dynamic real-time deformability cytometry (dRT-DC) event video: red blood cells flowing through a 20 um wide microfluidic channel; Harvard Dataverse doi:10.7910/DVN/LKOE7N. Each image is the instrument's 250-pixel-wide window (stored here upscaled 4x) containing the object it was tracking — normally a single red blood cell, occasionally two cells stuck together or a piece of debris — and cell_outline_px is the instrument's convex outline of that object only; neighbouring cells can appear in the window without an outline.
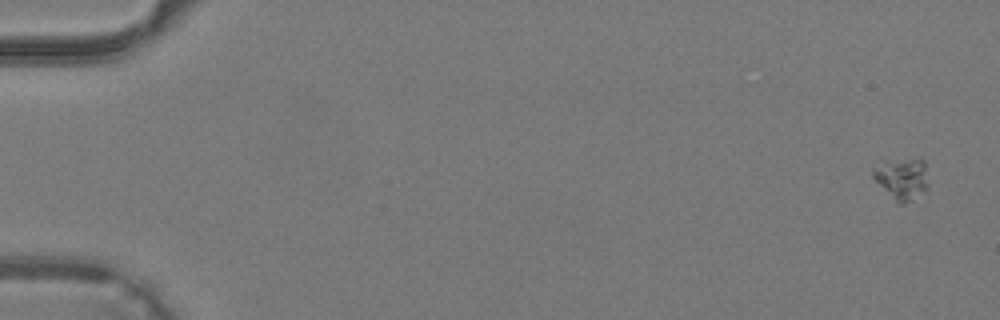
{"species": "common noctule bat (a hibernating species)", "species_latin": "Nyctalus noctula", "temperature_condition": "warm", "stored_images_in_passage": 42, "camera_frame_rate_fps": 3000, "um_per_image_px": 0.085, "animal": {"sex": "male", "body_mass_g": 19.2, "forearm_length_mm": 51.8}, "frame": {"image": 1, "passage_image": 1, "time_ms": 0.0, "image_size_px": [1000, 320], "cell_outline_px": [[928, 184], [912, 200], [904, 204], [896, 204], [872, 176], [872, 172], [884, 160], [912, 156], [920, 156], [924, 160]], "centroid_in_image_um": [76.66, 15.12], "position_along_channel_um": 8.3, "area_um2": 13.7}}
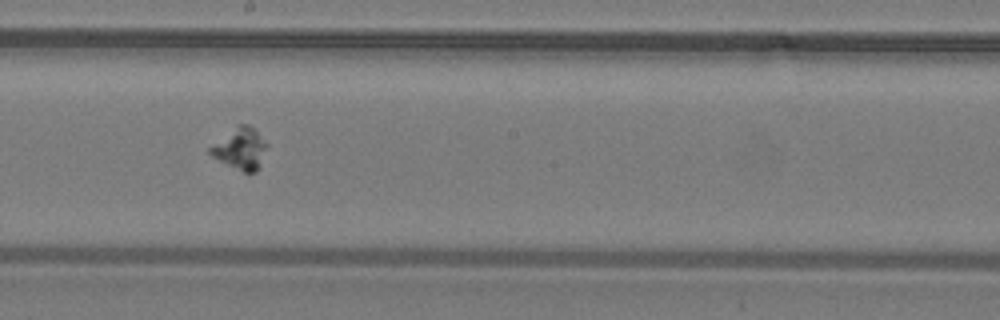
{"frame": {"image": 2, "passage_image": 24, "time_ms": 7.667, "image_size_px": [1000, 320], "cell_outline_px": [[268, 144], [260, 168], [256, 172], [244, 172], [212, 156], [208, 152], [208, 148], [240, 124], [248, 124]], "centroid_in_image_um": [20.47, 12.66], "position_along_channel_um": 227.7, "area_um2": 13.24}}
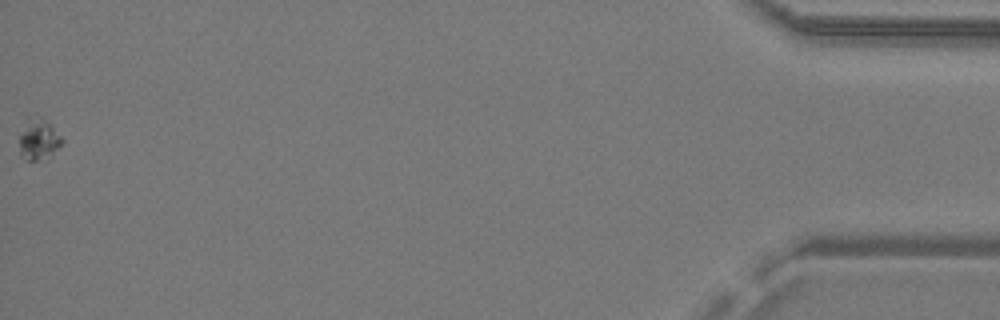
{"frame": {"image": 3, "passage_image": 42, "time_ms": 13.667, "image_size_px": [1000, 320], "cell_outline_px": [[64, 140], [52, 152], [36, 160], [24, 160], [20, 156], [20, 136], [28, 112], [36, 112], [52, 124]], "centroid_in_image_um": [3.24, 11.7], "position_along_channel_um": 432.0, "area_um2": 10.4}}